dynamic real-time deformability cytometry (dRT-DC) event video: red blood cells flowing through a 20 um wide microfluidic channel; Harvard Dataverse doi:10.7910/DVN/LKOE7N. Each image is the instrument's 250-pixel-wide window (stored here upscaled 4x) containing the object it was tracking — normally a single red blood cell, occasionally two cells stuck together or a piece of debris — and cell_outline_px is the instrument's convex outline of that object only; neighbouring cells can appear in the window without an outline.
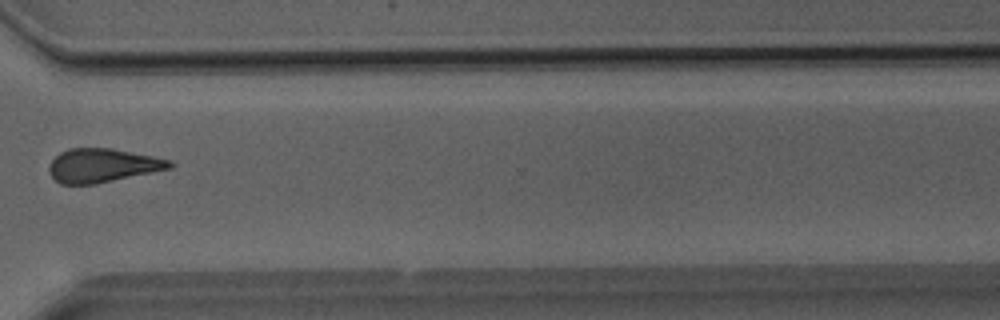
{"species": "Egyptian fruit bat (a non-hibernating species)", "species_latin": "Rousettus aegyptiacus", "temperature_condition": "room temperature", "stored_images_in_passage": 38, "camera_frame_rate_fps": 3000, "um_per_image_px": 0.085, "animal": {"sex": "male"}, "frame": {"image": 1, "passage_image": 29, "time_ms": 9.333, "image_size_px": [1000, 320], "cell_outline_px": [[176, 164], [172, 168], [96, 184], [60, 184], [52, 176], [48, 168], [52, 160], [60, 152], [68, 148], [112, 148], [172, 160]], "centroid_in_image_um": [8.74, 14.06], "position_along_channel_um": 361.9, "area_um2": 23.76}}
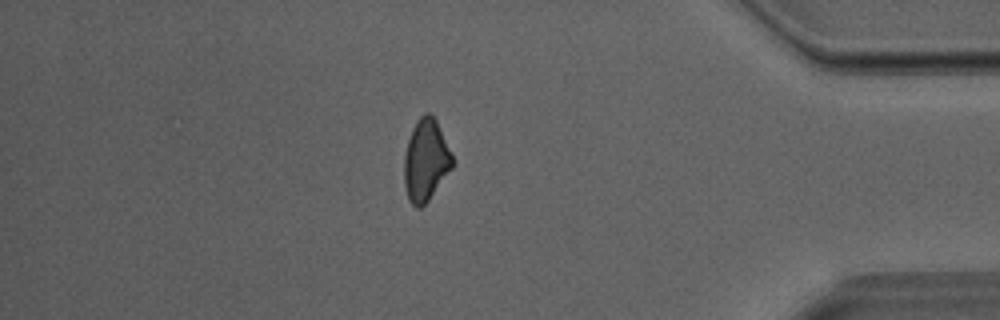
{"frame": {"image": 2, "passage_image": 33, "time_ms": 10.667, "image_size_px": [1000, 320], "cell_outline_px": [[452, 168], [428, 200], [420, 208], [416, 208], [408, 200], [404, 184], [404, 156], [408, 140], [412, 128], [416, 120], [424, 112], [428, 112], [436, 120], [452, 156]], "centroid_in_image_um": [36.16, 13.63], "position_along_channel_um": 399.0, "area_um2": 22.72}}
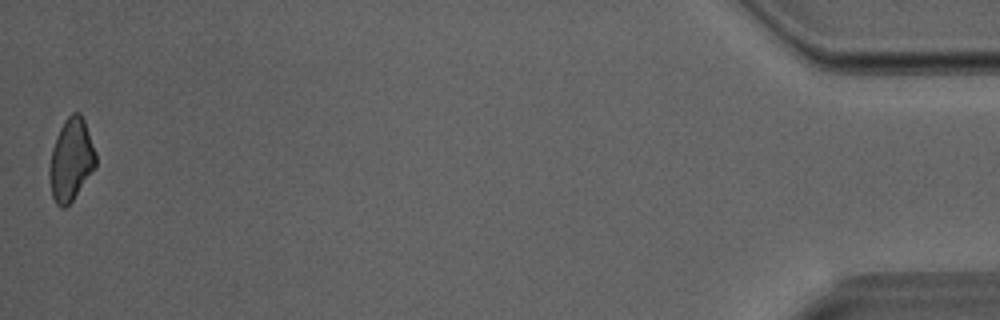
{"frame": {"image": 3, "passage_image": 38, "time_ms": 12.333, "image_size_px": [1000, 320], "cell_outline_px": [[96, 168], [72, 200], [64, 208], [60, 208], [56, 204], [52, 196], [48, 176], [48, 168], [52, 148], [56, 136], [64, 120], [72, 112], [80, 112], [84, 120], [96, 152]], "centroid_in_image_um": [6.03, 13.58], "position_along_channel_um": 429.2, "area_um2": 22.43}}